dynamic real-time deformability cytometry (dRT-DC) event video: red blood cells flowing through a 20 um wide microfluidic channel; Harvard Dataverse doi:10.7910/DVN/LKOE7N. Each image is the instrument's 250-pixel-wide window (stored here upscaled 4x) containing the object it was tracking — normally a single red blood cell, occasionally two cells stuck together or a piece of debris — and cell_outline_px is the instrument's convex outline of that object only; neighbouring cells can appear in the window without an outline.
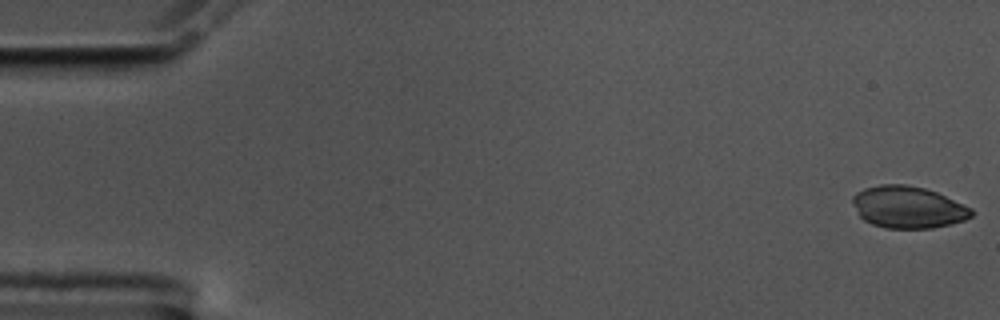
{"species": "common noctule bat (a hibernating species)", "species_latin": "Nyctalus noctula", "temperature_condition": "cold", "stored_images_in_passage": 57, "camera_frame_rate_fps": 3000, "um_per_image_px": 0.085, "animal": {"sex": "male", "body_mass_g": 17.5, "forearm_length_mm": 52.3}, "frame": {"image": 1, "passage_image": 1, "time_ms": 0.0, "image_size_px": [1000, 320], "cell_outline_px": [[972, 216], [964, 220], [952, 224], [932, 228], [884, 228], [872, 224], [864, 220], [860, 216], [852, 204], [852, 196], [856, 192], [864, 188], [880, 184], [904, 184], [924, 188], [936, 192], [972, 208]], "centroid_in_image_um": [77.15, 17.61], "position_along_channel_um": 7.8, "area_um2": 29.07}}
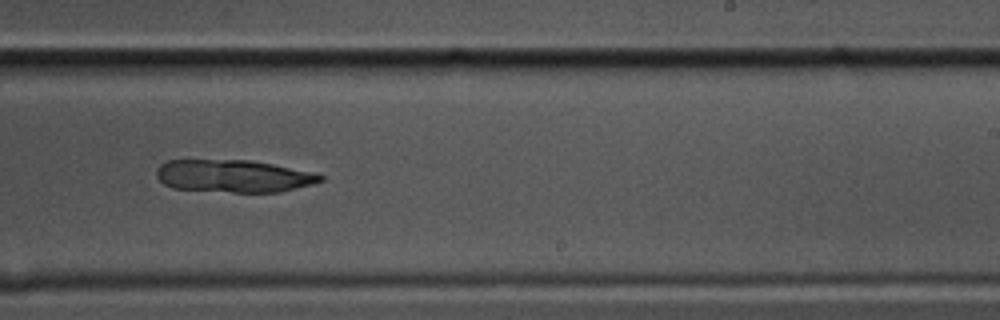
{"frame": {"image": 2, "passage_image": 35, "time_ms": 11.333, "image_size_px": [1000, 320], "cell_outline_px": [[324, 180], [312, 184], [280, 192], [232, 192], [172, 188], [164, 184], [156, 176], [156, 168], [160, 164], [168, 160], [252, 160], [316, 172], [324, 176]], "centroid_in_image_um": [19.87, 14.96], "position_along_channel_um": 269.1, "area_um2": 31.27}}
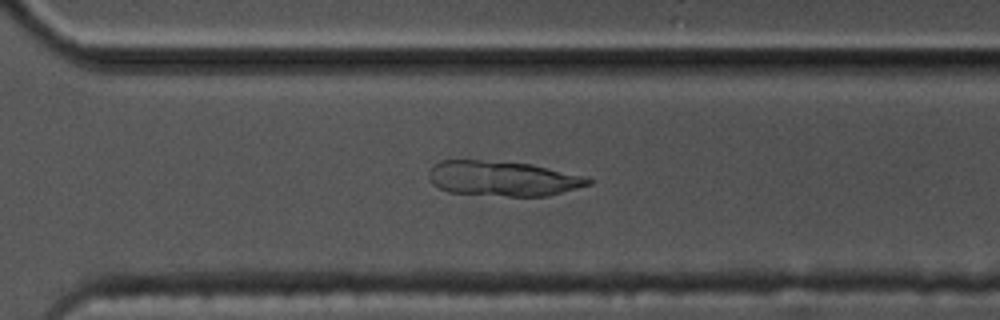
{"frame": {"image": 3, "passage_image": 40, "time_ms": 13.0, "image_size_px": [1000, 320], "cell_outline_px": [[592, 184], [544, 196], [508, 196], [448, 192], [432, 184], [428, 176], [428, 172], [432, 164], [440, 160], [480, 160], [532, 164], [588, 176], [592, 180]], "centroid_in_image_um": [42.72, 15.16], "position_along_channel_um": 327.9, "area_um2": 32.66}}